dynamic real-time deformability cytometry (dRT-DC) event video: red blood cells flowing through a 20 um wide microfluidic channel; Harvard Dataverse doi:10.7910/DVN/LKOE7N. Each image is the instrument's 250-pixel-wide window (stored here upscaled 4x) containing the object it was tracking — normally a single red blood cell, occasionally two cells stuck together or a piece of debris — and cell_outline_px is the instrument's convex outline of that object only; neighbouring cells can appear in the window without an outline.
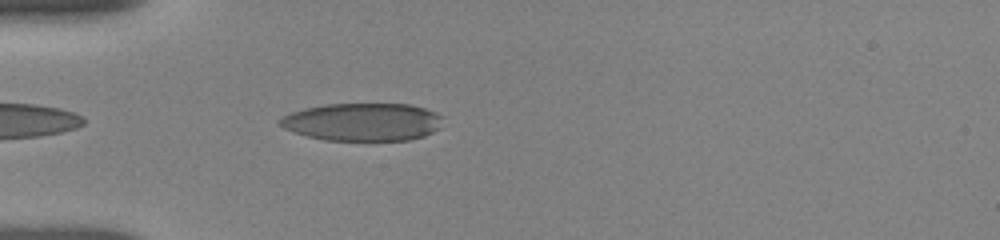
{"species": "human", "species_latin": "Homo sapiens", "temperature_condition": "room temperature", "stored_images_in_passage": 6, "camera_frame_rate_fps": 3000, "um_per_image_px": 0.085, "donor": {"sex": "female"}, "frame": {"image": 1, "passage_image": 3, "time_ms": 0.667, "image_size_px": [1000, 240], "cell_outline_px": [[444, 116], [440, 128], [424, 136], [412, 140], [324, 140], [292, 132], [284, 128], [276, 120], [292, 112], [304, 108], [324, 104], [408, 104], [424, 108], [436, 112]], "centroid_in_image_um": [30.85, 10.36], "position_along_channel_um": 54.2, "area_um2": 36.13}}
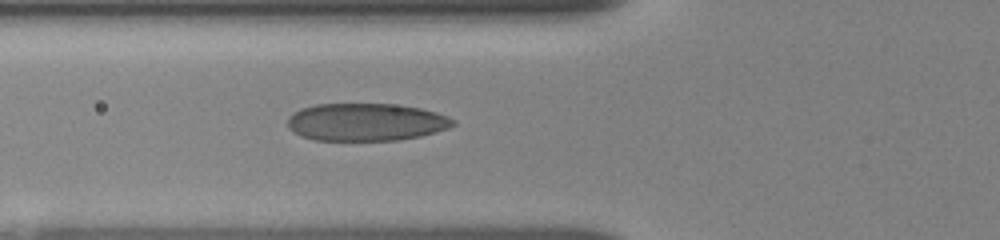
{"frame": {"image": 2, "passage_image": 6, "time_ms": 2.0, "image_size_px": [1000, 240], "cell_outline_px": [[456, 124], [448, 128], [436, 132], [420, 136], [396, 140], [316, 140], [304, 136], [288, 128], [288, 116], [300, 108], [316, 104], [392, 104], [420, 108], [436, 112], [448, 116], [456, 120]], "centroid_in_image_um": [31.13, 10.37], "position_along_channel_um": 94.7, "area_um2": 36.18}}